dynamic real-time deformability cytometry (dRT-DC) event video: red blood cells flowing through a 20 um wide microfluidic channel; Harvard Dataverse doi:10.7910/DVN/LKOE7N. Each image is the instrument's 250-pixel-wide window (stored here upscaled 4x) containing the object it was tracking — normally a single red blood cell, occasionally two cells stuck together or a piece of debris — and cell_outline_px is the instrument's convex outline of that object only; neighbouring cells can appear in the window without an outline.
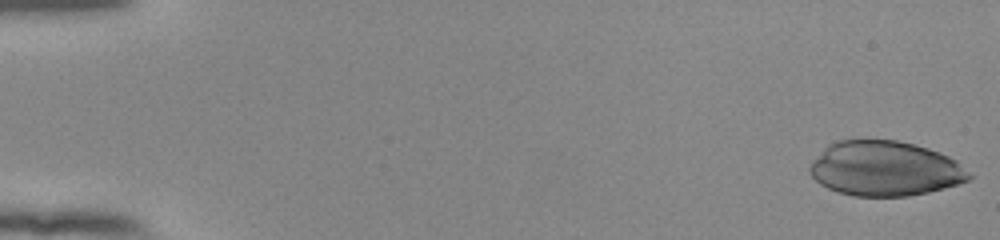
{"species": "human", "species_latin": "Homo sapiens", "temperature_condition": "room temperature", "stored_images_in_passage": 47, "camera_frame_rate_fps": 3000, "um_per_image_px": 0.085, "donor": {"sex": "female"}, "frame": {"image": 1, "passage_image": 1, "time_ms": 0.0, "image_size_px": [1000, 240], "cell_outline_px": [[976, 176], [968, 180], [956, 184], [928, 192], [908, 196], [852, 196], [828, 188], [820, 184], [808, 172], [808, 168], [812, 160], [828, 144], [836, 140], [896, 140], [928, 148], [940, 152], [956, 160]], "centroid_in_image_um": [75.22, 14.33], "position_along_channel_um": 9.8, "area_um2": 51.1}}
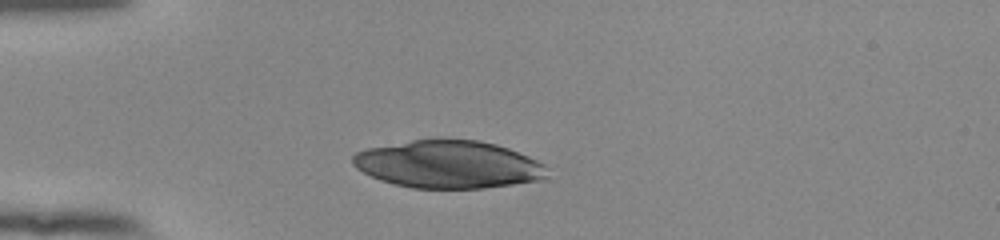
{"frame": {"image": 2, "passage_image": 17, "time_ms": 5.333, "image_size_px": [1000, 240], "cell_outline_px": [[548, 176], [540, 180], [484, 188], [412, 188], [380, 180], [356, 168], [352, 164], [352, 156], [356, 152], [368, 148], [412, 140], [480, 140], [496, 144], [508, 148], [528, 156], [544, 164]], "centroid_in_image_um": [38.11, 13.98], "position_along_channel_um": 46.9, "area_um2": 53.58}}